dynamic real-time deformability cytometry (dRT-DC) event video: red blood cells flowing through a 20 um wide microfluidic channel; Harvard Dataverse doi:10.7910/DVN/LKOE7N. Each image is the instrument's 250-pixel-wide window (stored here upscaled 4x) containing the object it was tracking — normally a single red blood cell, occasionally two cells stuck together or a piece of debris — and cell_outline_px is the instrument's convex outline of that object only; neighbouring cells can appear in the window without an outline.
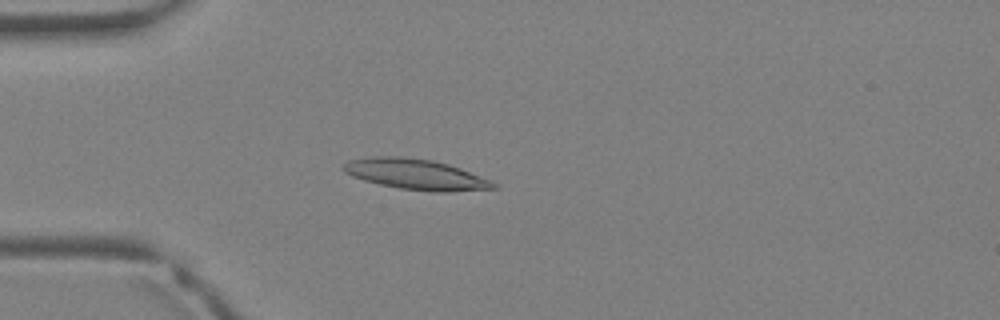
{"species": "Egyptian fruit bat (a non-hibernating species)", "species_latin": "Rousettus aegyptiacus", "temperature_condition": "warm", "stored_images_in_passage": 2, "camera_frame_rate_fps": 3000, "um_per_image_px": 0.085, "animal": {"sex": "female"}, "frame": {"image": 1, "passage_image": 2, "time_ms": 0.333, "image_size_px": [1000, 320], "cell_outline_px": [[500, 188], [452, 192], [432, 192], [400, 188], [380, 184], [364, 180], [352, 176], [344, 172], [340, 168], [348, 160], [376, 156], [392, 156], [432, 160], [448, 164], [460, 168], [492, 180], [500, 184]], "centroid_in_image_um": [35.4, 14.83], "position_along_channel_um": 49.6, "area_um2": 26.88}}